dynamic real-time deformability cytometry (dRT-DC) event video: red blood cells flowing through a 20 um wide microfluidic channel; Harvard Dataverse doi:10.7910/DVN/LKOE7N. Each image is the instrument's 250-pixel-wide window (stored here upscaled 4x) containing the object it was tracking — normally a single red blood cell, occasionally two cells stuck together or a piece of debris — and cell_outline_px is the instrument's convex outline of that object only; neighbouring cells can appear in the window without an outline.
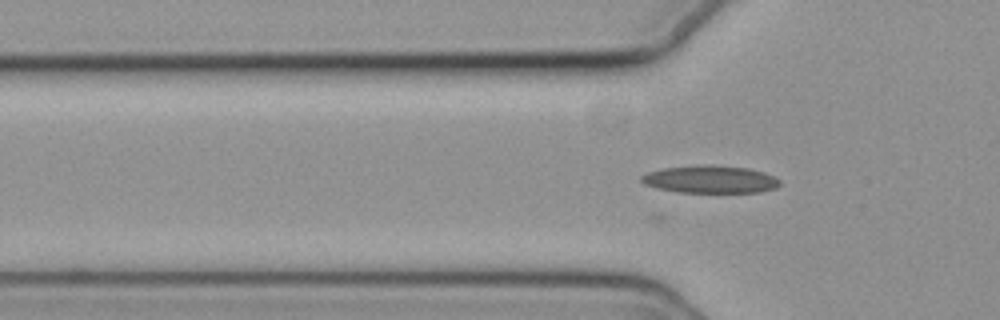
{"species": "common noctule bat (a hibernating species)", "species_latin": "Nyctalus noctula", "temperature_condition": "cold", "stored_images_in_passage": 26, "camera_frame_rate_fps": 3000, "um_per_image_px": 0.085, "animal": {"sex": "female", "body_mass_g": 19.3, "forearm_length_mm": 54.1}, "frame": {"image": 1, "passage_image": 3, "time_ms": 0.667, "image_size_px": [1000, 320], "cell_outline_px": [[780, 184], [776, 188], [760, 192], [676, 192], [656, 188], [644, 184], [640, 180], [640, 176], [648, 172], [664, 168], [700, 164], [708, 164], [748, 168], [764, 172], [780, 180]], "centroid_in_image_um": [60.35, 15.24], "position_along_channel_um": 65.5, "area_um2": 22.37}}
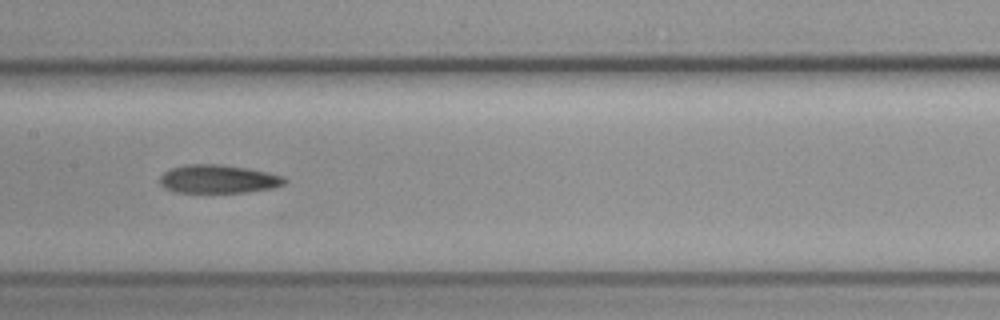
{"frame": {"image": 2, "passage_image": 13, "time_ms": 4.0, "image_size_px": [1000, 320], "cell_outline_px": [[288, 180], [284, 184], [272, 188], [244, 192], [176, 192], [164, 188], [160, 184], [160, 176], [164, 172], [172, 168], [184, 164], [216, 164], [248, 168], [268, 172], [284, 176]], "centroid_in_image_um": [18.55, 15.21], "position_along_channel_um": 188.8, "area_um2": 20.63}}
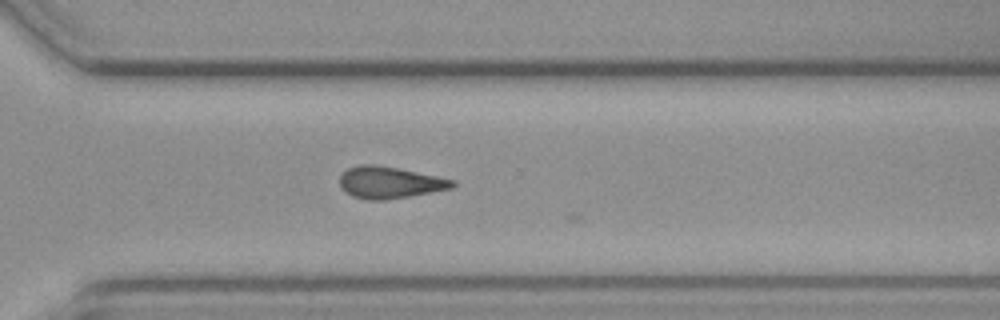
{"frame": {"image": 3, "passage_image": 25, "time_ms": 8.0, "image_size_px": [1000, 320], "cell_outline_px": [[456, 184], [452, 188], [432, 192], [384, 200], [368, 200], [352, 196], [344, 192], [340, 188], [340, 176], [348, 168], [360, 164], [376, 164], [400, 168], [456, 180]], "centroid_in_image_um": [33.11, 15.5], "position_along_channel_um": 337.5, "area_um2": 21.04}}